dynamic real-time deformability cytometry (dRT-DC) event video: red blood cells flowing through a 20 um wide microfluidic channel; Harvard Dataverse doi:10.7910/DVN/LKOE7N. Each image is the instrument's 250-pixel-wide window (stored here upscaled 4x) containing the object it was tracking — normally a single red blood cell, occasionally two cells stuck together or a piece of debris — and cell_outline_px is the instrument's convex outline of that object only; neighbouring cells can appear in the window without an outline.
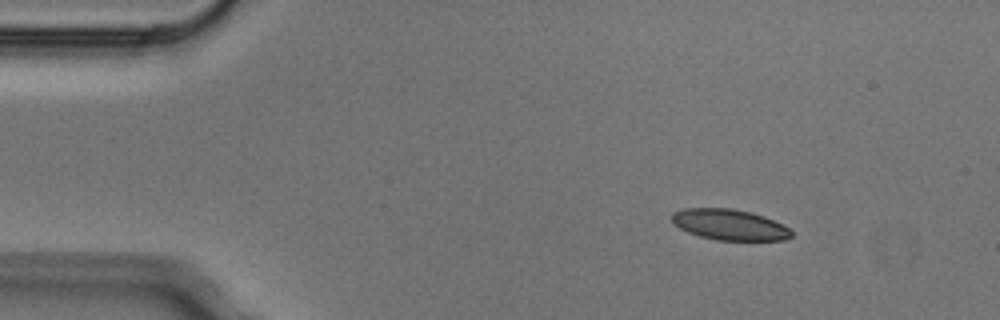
{"species": "Egyptian fruit bat (a non-hibernating species)", "species_latin": "Rousettus aegyptiacus", "temperature_condition": "cold", "stored_images_in_passage": 3, "camera_frame_rate_fps": 3000, "um_per_image_px": 0.085, "animal": {"sex": "male"}, "frame": {"image": 1, "passage_image": 1, "time_ms": 0.0, "image_size_px": [1000, 320], "cell_outline_px": [[792, 236], [784, 240], [716, 240], [700, 236], [688, 232], [680, 228], [672, 220], [672, 212], [684, 208], [732, 208], [752, 212], [764, 216], [788, 228], [792, 232]], "centroid_in_image_um": [62.0, 19.09], "position_along_channel_um": 23.0, "area_um2": 21.33}}